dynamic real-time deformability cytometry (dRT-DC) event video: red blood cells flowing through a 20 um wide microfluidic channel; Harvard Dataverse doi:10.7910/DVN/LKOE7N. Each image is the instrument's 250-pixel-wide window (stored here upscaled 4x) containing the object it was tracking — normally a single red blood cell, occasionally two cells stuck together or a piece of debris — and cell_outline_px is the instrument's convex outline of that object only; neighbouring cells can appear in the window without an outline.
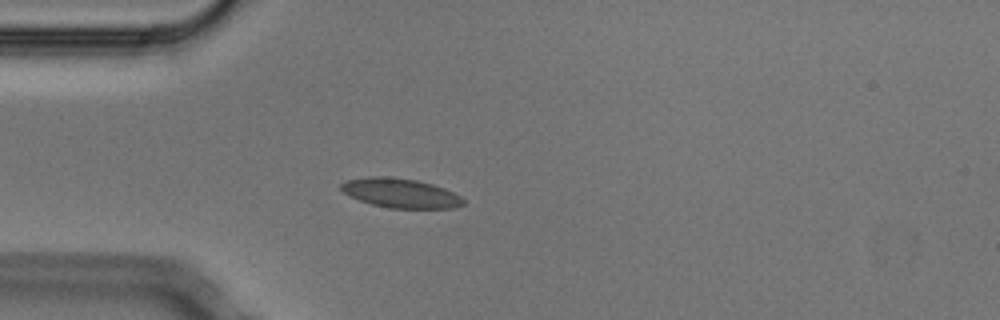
{"species": "Egyptian fruit bat (a non-hibernating species)", "species_latin": "Rousettus aegyptiacus", "temperature_condition": "cold", "stored_images_in_passage": 5, "camera_frame_rate_fps": 3000, "um_per_image_px": 0.085, "animal": {"sex": "male"}, "frame": {"image": 1, "passage_image": 5, "time_ms": 1.333, "image_size_px": [1000, 320], "cell_outline_px": [[464, 204], [452, 208], [388, 208], [372, 204], [360, 200], [344, 192], [340, 188], [340, 184], [344, 180], [368, 176], [388, 176], [416, 180], [432, 184], [444, 188], [460, 196], [464, 200]], "centroid_in_image_um": [34.02, 16.4], "position_along_channel_um": 51.0, "area_um2": 20.87}}